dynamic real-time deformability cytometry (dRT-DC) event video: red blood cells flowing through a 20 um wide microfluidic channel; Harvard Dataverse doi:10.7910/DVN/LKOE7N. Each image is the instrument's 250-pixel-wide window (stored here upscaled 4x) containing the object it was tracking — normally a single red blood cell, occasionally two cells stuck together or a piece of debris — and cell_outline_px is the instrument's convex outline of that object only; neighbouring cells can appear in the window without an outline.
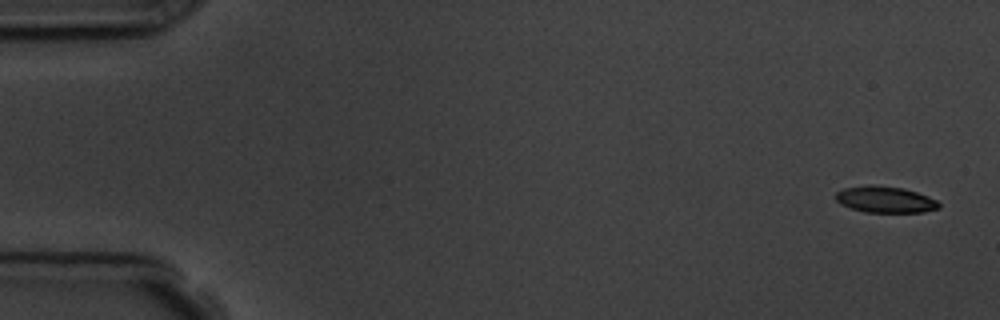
{"species": "common noctule bat (a hibernating species)", "species_latin": "Nyctalus noctula", "temperature_condition": "room temperature", "stored_images_in_passage": 4, "camera_frame_rate_fps": 3000, "um_per_image_px": 0.085, "animal": {"sex": "male", "body_mass_g": 19.5, "forearm_length_mm": 54.6}, "frame": {"image": 1, "passage_image": 1, "time_ms": 0.0, "image_size_px": [1000, 320], "cell_outline_px": [[940, 208], [924, 212], [864, 212], [840, 204], [836, 200], [836, 192], [844, 188], [872, 184], [904, 188], [916, 192], [936, 200], [940, 204]], "centroid_in_image_um": [75.23, 16.95], "position_along_channel_um": 9.8, "area_um2": 15.84}}
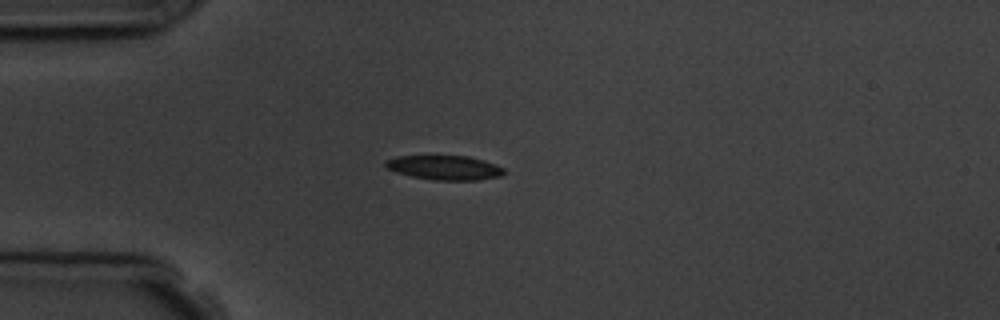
{"frame": {"image": 2, "passage_image": 4, "time_ms": 4.333, "image_size_px": [1000, 320], "cell_outline_px": [[504, 172], [500, 176], [476, 180], [432, 180], [412, 176], [396, 172], [384, 168], [384, 160], [396, 156], [468, 156], [484, 160], [496, 164], [504, 168]], "centroid_in_image_um": [37.75, 14.24], "position_along_channel_um": 47.3, "area_um2": 16.94}}